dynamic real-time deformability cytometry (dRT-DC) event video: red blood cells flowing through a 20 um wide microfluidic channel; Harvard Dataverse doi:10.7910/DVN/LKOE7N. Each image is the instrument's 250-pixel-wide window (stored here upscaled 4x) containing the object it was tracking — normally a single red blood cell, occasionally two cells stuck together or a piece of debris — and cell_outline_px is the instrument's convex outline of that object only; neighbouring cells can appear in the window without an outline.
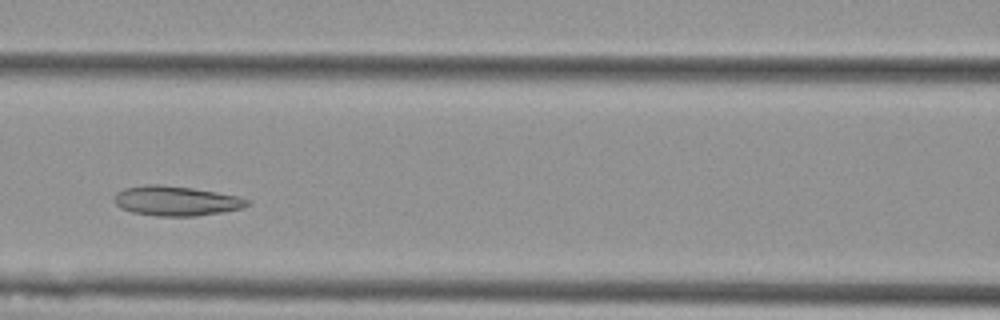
{"species": "Egyptian fruit bat (a non-hibernating species)", "species_latin": "Rousettus aegyptiacus", "temperature_condition": "cold", "stored_images_in_passage": 3, "camera_frame_rate_fps": 3000, "um_per_image_px": 0.085, "animal": {"sex": "female"}, "frame": {"image": 1, "passage_image": 3, "time_ms": 0.667, "image_size_px": [1000, 320], "cell_outline_px": [[248, 204], [244, 208], [196, 216], [156, 216], [132, 212], [120, 208], [112, 200], [116, 192], [124, 188], [148, 184], [156, 184], [192, 188], [216, 192], [236, 196], [248, 200]], "centroid_in_image_um": [14.9, 17.08], "position_along_channel_um": 151.7, "area_um2": 22.95}}